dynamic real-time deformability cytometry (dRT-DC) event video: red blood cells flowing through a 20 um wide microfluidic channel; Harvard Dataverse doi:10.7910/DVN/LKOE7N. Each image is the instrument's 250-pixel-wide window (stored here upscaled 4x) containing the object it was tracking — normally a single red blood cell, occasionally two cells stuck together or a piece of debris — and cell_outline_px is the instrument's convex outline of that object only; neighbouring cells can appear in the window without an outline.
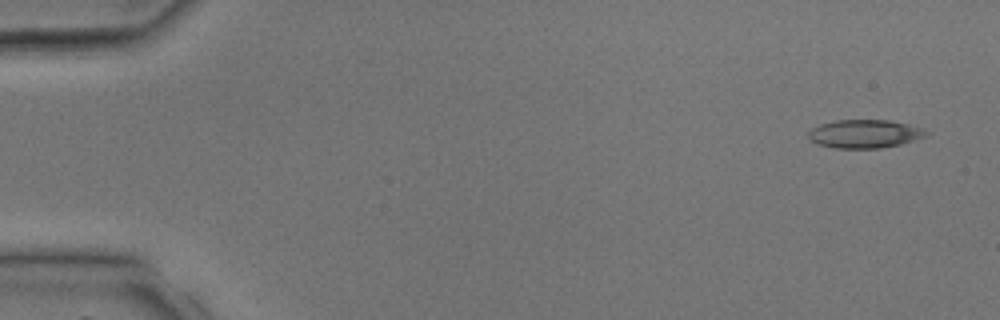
{"species": "common noctule bat (a hibernating species)", "species_latin": "Nyctalus noctula", "temperature_condition": "room temperature", "stored_images_in_passage": 3, "camera_frame_rate_fps": 3000, "um_per_image_px": 0.085, "animal": {"sex": "male", "body_mass_g": 17.9, "forearm_length_mm": 54.2}, "frame": {"image": 1, "passage_image": 1, "time_ms": 0.0, "image_size_px": [1000, 320], "cell_outline_px": [[932, 132], [928, 136], [900, 144], [880, 148], [832, 148], [816, 144], [808, 136], [808, 132], [812, 128], [820, 124], [836, 120], [888, 120], [908, 124], [924, 128]], "centroid_in_image_um": [73.53, 11.37], "position_along_channel_um": 11.5, "area_um2": 19.65}}